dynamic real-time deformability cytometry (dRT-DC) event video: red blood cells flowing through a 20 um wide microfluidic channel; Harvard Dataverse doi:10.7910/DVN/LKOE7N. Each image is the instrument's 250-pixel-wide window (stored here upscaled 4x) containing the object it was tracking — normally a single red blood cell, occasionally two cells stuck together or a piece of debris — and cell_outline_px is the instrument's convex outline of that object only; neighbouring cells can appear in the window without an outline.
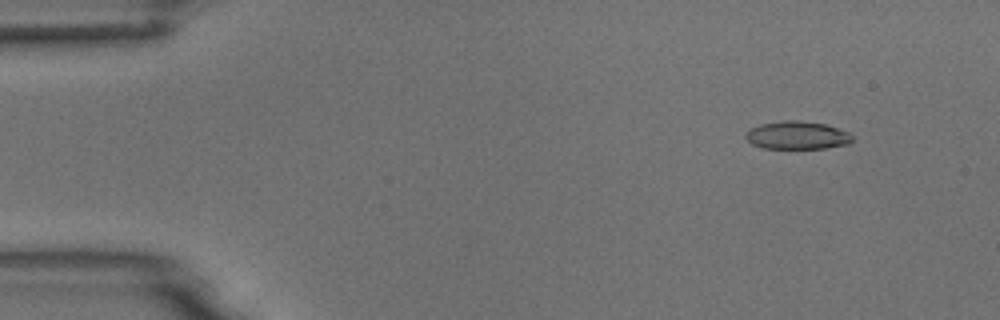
{"species": "common noctule bat (a hibernating species)", "species_latin": "Nyctalus noctula", "temperature_condition": "room temperature", "stored_images_in_passage": 4, "camera_frame_rate_fps": 3000, "um_per_image_px": 0.085, "animal": {"sex": "male", "body_mass_g": 18.8}, "frame": {"image": 1, "passage_image": 2, "time_ms": 0.333, "image_size_px": [1000, 320], "cell_outline_px": [[852, 140], [848, 144], [824, 148], [764, 148], [752, 144], [744, 136], [752, 128], [760, 124], [784, 120], [796, 120], [824, 124], [848, 132], [852, 136]], "centroid_in_image_um": [67.75, 11.5], "position_along_channel_um": 17.3, "area_um2": 17.11}}